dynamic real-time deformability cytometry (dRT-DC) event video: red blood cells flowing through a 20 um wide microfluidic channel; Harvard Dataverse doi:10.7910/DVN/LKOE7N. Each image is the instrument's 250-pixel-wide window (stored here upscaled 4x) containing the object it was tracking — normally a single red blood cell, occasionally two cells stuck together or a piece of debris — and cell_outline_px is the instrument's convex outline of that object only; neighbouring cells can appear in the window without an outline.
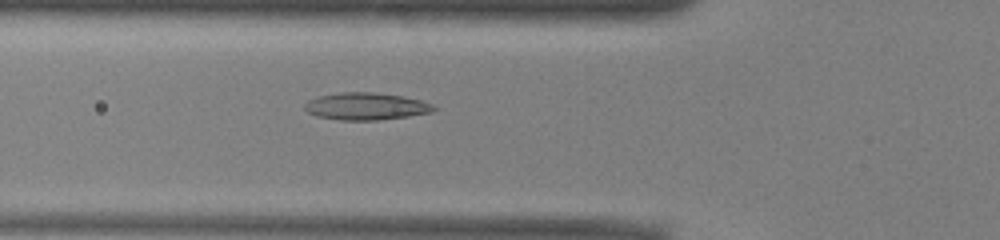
{"species": "common noctule bat (a hibernating species)", "species_latin": "Nyctalus noctula", "temperature_condition": "warm", "stored_images_in_passage": 51, "camera_frame_rate_fps": 3000, "um_per_image_px": 0.085, "animal": {"sex": "male", "body_mass_g": 13.0, "forearm_length_mm": 53.1}, "frame": {"image": 1, "passage_image": 18, "time_ms": 5.667, "image_size_px": [1000, 240], "cell_outline_px": [[436, 108], [432, 112], [408, 116], [380, 120], [340, 120], [316, 116], [308, 112], [304, 108], [304, 104], [308, 100], [316, 96], [340, 92], [372, 92], [400, 96], [420, 100], [432, 104]], "centroid_in_image_um": [31.06, 9.04], "position_along_channel_um": 94.7, "area_um2": 20.46}}
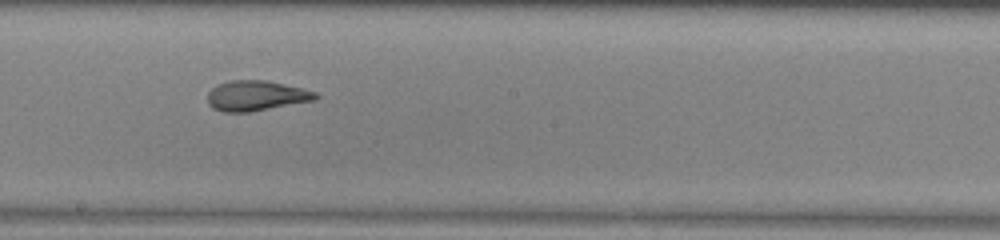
{"frame": {"image": 2, "passage_image": 28, "time_ms": 9.0, "image_size_px": [1000, 240], "cell_outline_px": [[320, 96], [316, 100], [248, 112], [224, 112], [212, 108], [208, 104], [208, 92], [212, 88], [220, 84], [232, 80], [264, 80], [300, 88], [316, 92]], "centroid_in_image_um": [21.76, 8.14], "position_along_channel_um": 226.4, "area_um2": 18.79}}
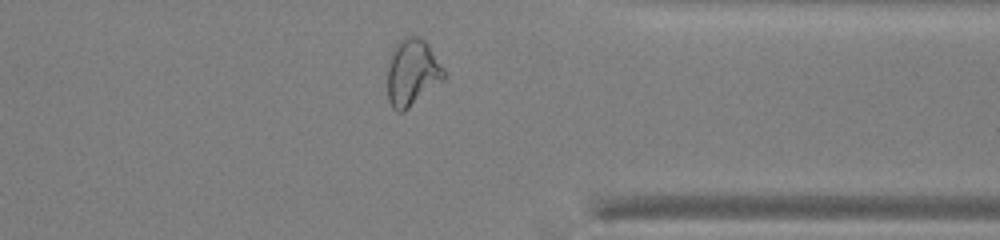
{"frame": {"image": 3, "passage_image": 40, "time_ms": 13.0, "image_size_px": [1000, 240], "cell_outline_px": [[444, 80], [404, 112], [396, 112], [392, 108], [388, 100], [388, 60], [392, 48], [404, 36], [420, 36], [428, 44], [444, 68]], "centroid_in_image_um": [35.02, 6.16], "position_along_channel_um": 376.4, "area_um2": 22.25}, "authors_computed_cell_mechanics": {"area_um2": 21.7906, "velocity_mm_per_s": 3.9501, "shape_relaxation_time_tau1_ms": 9.1091, "shape_relaxation_time_tau2_ms": 1.4122, "deformation_change_tau1": 0.2817, "deformation_change_tau2": 0.0972}}